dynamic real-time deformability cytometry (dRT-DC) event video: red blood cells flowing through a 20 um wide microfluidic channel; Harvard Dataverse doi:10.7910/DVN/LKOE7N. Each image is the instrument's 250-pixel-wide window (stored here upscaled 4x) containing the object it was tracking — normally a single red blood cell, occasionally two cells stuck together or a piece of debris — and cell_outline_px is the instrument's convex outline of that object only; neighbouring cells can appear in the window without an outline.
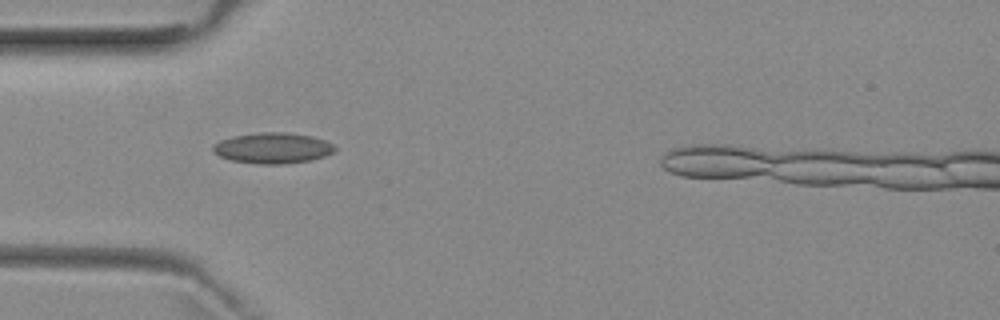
{"species": "common noctule bat (a hibernating species)", "species_latin": "Nyctalus noctula", "temperature_condition": "room temperature", "stored_images_in_passage": 2, "camera_frame_rate_fps": 3000, "um_per_image_px": 0.085, "animal": {"sex": "female", "body_mass_g": 29.2, "forearm_length_mm": 56.3}, "frame": {"image": 1, "passage_image": 2, "time_ms": 1.0, "image_size_px": [1000, 320], "cell_outline_px": [[336, 148], [332, 152], [324, 156], [312, 160], [284, 164], [260, 164], [232, 160], [220, 156], [212, 152], [212, 148], [220, 140], [232, 136], [260, 132], [284, 132], [312, 136], [324, 140], [332, 144]], "centroid_in_image_um": [23.17, 12.58], "position_along_channel_um": 61.8, "area_um2": 21.73}}